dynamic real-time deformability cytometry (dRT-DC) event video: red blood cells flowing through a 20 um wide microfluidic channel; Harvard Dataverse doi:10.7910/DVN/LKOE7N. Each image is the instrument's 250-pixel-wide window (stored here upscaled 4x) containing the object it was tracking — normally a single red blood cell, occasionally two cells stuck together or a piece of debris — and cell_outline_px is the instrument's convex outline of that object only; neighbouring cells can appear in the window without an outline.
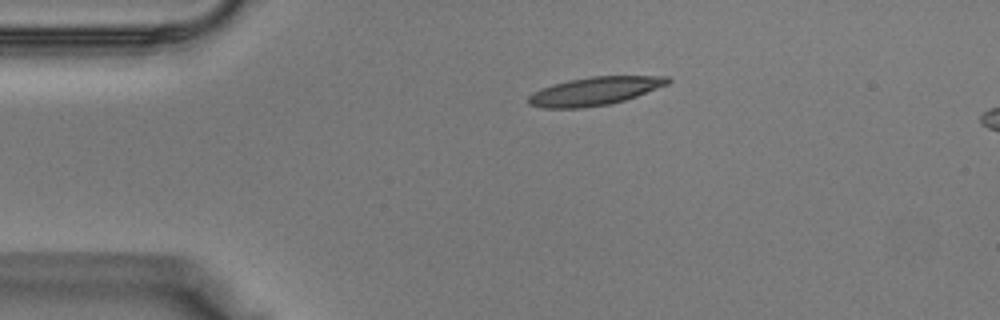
{"species": "Egyptian fruit bat (a non-hibernating species)", "species_latin": "Rousettus aegyptiacus", "temperature_condition": "warm", "stored_images_in_passage": 32, "camera_frame_rate_fps": 3000, "um_per_image_px": 0.085, "animal": {"sex": "male"}, "frame": {"image": 1, "passage_image": 1, "time_ms": 0.0, "image_size_px": [1000, 320], "cell_outline_px": [[672, 80], [668, 84], [636, 96], [624, 100], [608, 104], [580, 108], [544, 108], [528, 104], [528, 96], [532, 92], [552, 84], [568, 80], [592, 76], [668, 76]], "centroid_in_image_um": [50.53, 7.74], "position_along_channel_um": 34.5, "area_um2": 22.83}}
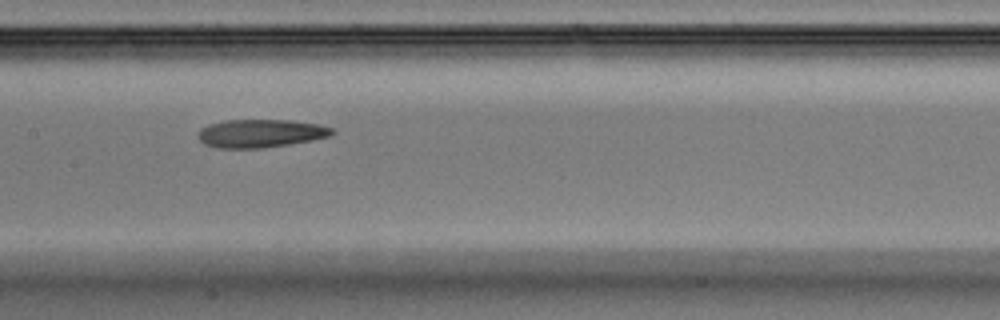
{"frame": {"image": 2, "passage_image": 12, "time_ms": 3.667, "image_size_px": [1000, 320], "cell_outline_px": [[336, 132], [332, 136], [288, 144], [260, 148], [216, 148], [204, 144], [196, 136], [200, 128], [208, 124], [224, 120], [288, 120], [320, 124], [332, 128]], "centroid_in_image_um": [22.12, 11.33], "position_along_channel_um": 185.3, "area_um2": 22.14}}
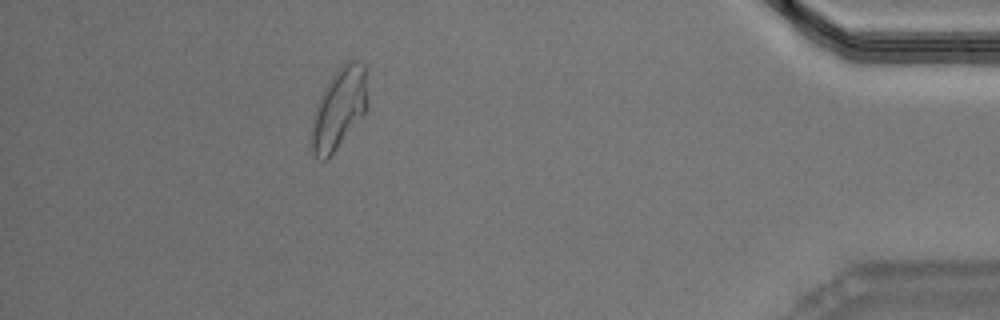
{"frame": {"image": 3, "passage_image": 28, "time_ms": 9.0, "image_size_px": [1000, 320], "cell_outline_px": [[364, 112], [328, 160], [324, 160], [316, 156], [312, 152], [312, 124], [316, 104], [320, 92], [328, 80], [348, 60], [356, 60], [364, 64]], "centroid_in_image_um": [28.74, 9.24], "position_along_channel_um": 406.5, "area_um2": 25.32}}